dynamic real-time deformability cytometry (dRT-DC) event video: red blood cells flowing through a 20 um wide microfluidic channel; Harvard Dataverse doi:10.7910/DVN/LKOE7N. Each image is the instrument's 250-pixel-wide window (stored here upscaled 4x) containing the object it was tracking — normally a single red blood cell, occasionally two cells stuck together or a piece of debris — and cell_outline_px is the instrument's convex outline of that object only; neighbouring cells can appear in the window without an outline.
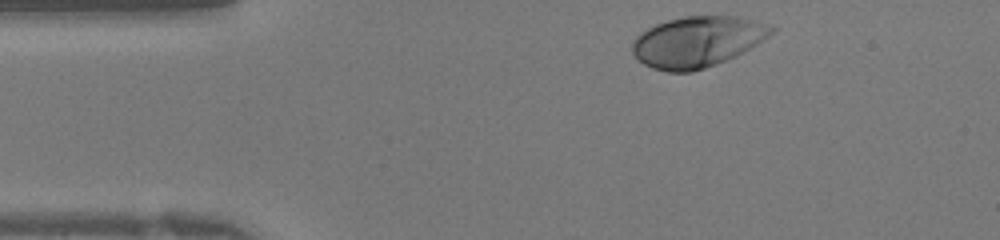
{"species": "human", "species_latin": "Homo sapiens", "temperature_condition": "warm", "stored_images_in_passage": 29, "camera_frame_rate_fps": 3000, "um_per_image_px": 0.085, "donor": {"sex": "female"}, "frame": {"image": 1, "passage_image": 1, "time_ms": 0.0, "image_size_px": [1000, 240], "cell_outline_px": [[776, 32], [736, 56], [716, 64], [692, 72], [668, 72], [652, 68], [644, 64], [632, 52], [632, 40], [640, 32], [656, 24], [668, 20], [684, 16], [740, 16], [772, 24], [776, 28]], "centroid_in_image_um": [59.3, 3.53], "position_along_channel_um": 25.7, "area_um2": 41.44}}
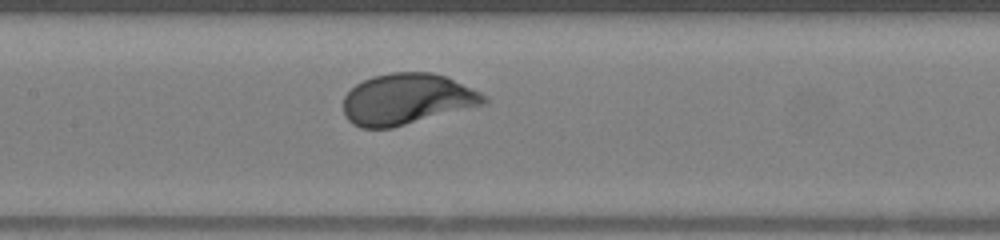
{"frame": {"image": 2, "passage_image": 14, "time_ms": 4.333, "image_size_px": [1000, 240], "cell_outline_px": [[488, 100], [484, 104], [392, 128], [360, 128], [352, 124], [344, 116], [344, 96], [356, 84], [372, 76], [388, 72], [432, 72], [448, 76], [488, 96]], "centroid_in_image_um": [34.58, 8.42], "position_along_channel_um": 172.8, "area_um2": 41.96}}
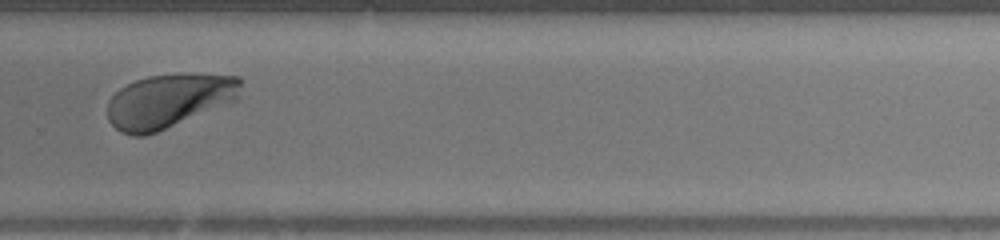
{"frame": {"image": 3, "passage_image": 23, "time_ms": 7.333, "image_size_px": [1000, 240], "cell_outline_px": [[240, 84], [236, 100], [156, 132], [144, 136], [132, 136], [120, 132], [108, 120], [108, 100], [120, 88], [136, 80], [148, 76], [180, 72], [240, 76]], "centroid_in_image_um": [14.33, 8.55], "position_along_channel_um": 315.5, "area_um2": 41.85}}